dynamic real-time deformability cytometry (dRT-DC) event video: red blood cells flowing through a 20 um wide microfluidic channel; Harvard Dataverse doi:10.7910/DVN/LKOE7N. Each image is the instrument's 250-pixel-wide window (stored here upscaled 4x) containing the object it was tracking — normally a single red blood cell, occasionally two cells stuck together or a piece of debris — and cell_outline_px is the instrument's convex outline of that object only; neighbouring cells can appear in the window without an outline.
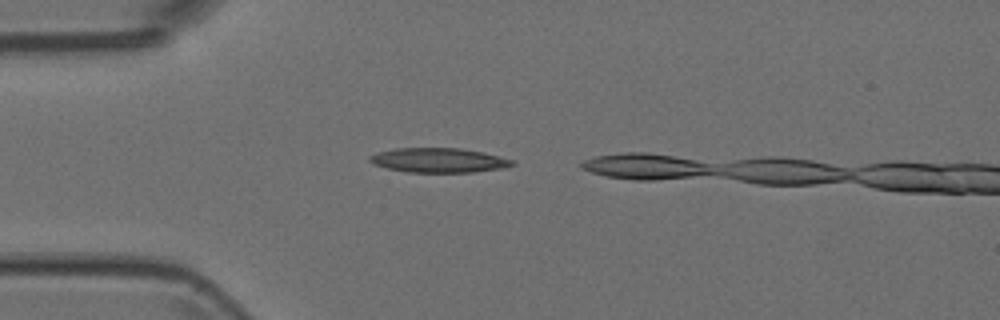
{"species": "Egyptian fruit bat (a non-hibernating species)", "species_latin": "Rousettus aegyptiacus", "temperature_condition": "room temperature", "stored_images_in_passage": 2, "camera_frame_rate_fps": 3000, "um_per_image_px": 0.085, "animal": {"sex": "female"}, "frame": {"image": 1, "passage_image": 1, "time_ms": 0.0, "image_size_px": [1000, 320], "cell_outline_px": [[516, 164], [500, 168], [472, 172], [408, 172], [388, 168], [372, 164], [368, 160], [368, 156], [376, 152], [396, 148], [460, 148], [500, 156], [516, 160]], "centroid_in_image_um": [37.26, 13.61], "position_along_channel_um": 47.7, "area_um2": 20.35}}